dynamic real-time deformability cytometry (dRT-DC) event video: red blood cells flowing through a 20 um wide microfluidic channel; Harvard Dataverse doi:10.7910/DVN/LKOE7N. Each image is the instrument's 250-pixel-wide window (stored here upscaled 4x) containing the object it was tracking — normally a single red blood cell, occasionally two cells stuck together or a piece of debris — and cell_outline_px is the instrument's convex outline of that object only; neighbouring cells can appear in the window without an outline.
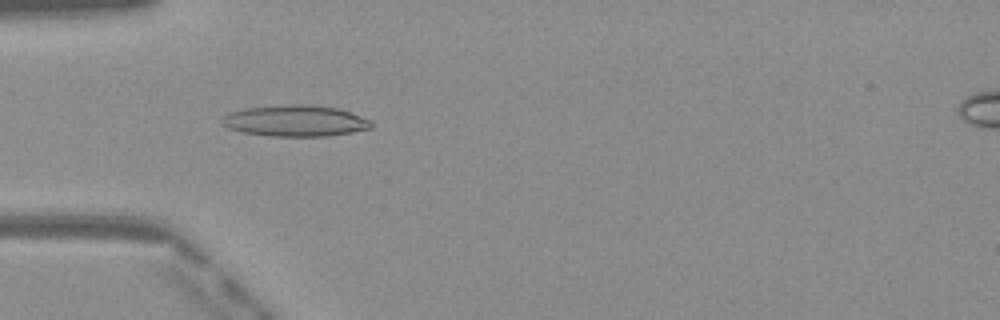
{"species": "Egyptian fruit bat (a non-hibernating species)", "species_latin": "Rousettus aegyptiacus", "temperature_condition": "warm", "stored_images_in_passage": 49, "camera_frame_rate_fps": 3000, "um_per_image_px": 0.085, "frame": {"image": 1, "passage_image": 15, "time_ms": 4.667, "image_size_px": [1000, 320], "cell_outline_px": [[372, 128], [352, 132], [328, 136], [272, 136], [240, 132], [228, 128], [220, 124], [220, 120], [224, 116], [232, 112], [244, 108], [288, 104], [304, 104], [340, 108], [372, 120]], "centroid_in_image_um": [25.1, 10.27], "position_along_channel_um": 59.9, "area_um2": 27.4}}
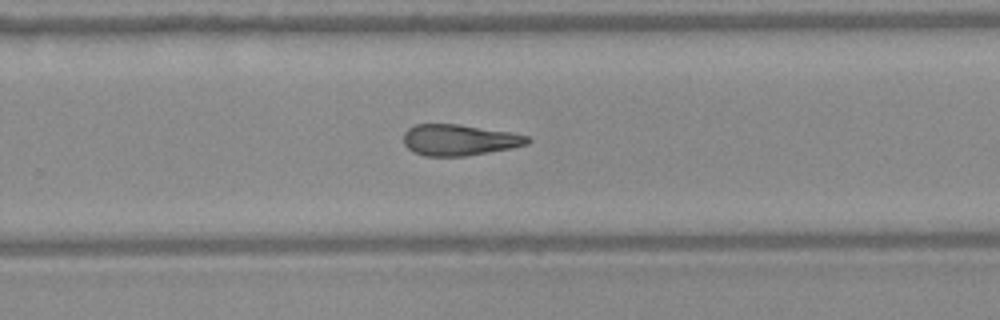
{"frame": {"image": 2, "passage_image": 32, "time_ms": 10.333, "image_size_px": [1000, 320], "cell_outline_px": [[532, 140], [528, 144], [512, 148], [464, 156], [424, 156], [412, 152], [404, 144], [404, 132], [408, 128], [416, 124], [460, 124], [512, 132], [528, 136]], "centroid_in_image_um": [39.04, 11.89], "position_along_channel_um": 290.8, "area_um2": 22.66}}
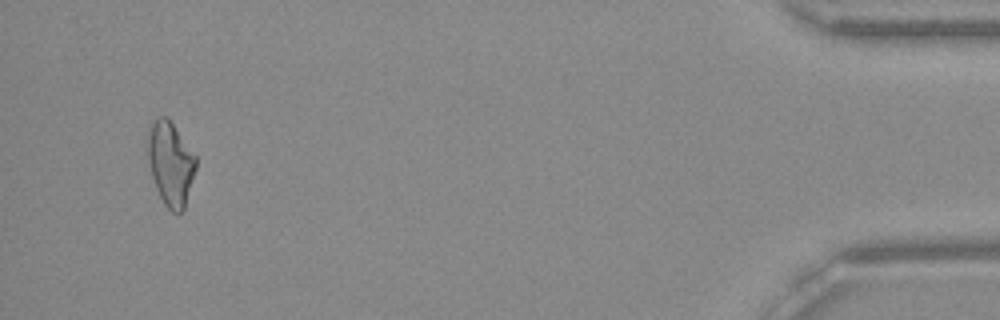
{"frame": {"image": 3, "passage_image": 47, "time_ms": 15.333, "image_size_px": [1000, 320], "cell_outline_px": [[196, 168], [184, 212], [172, 212], [164, 204], [156, 188], [152, 176], [148, 160], [148, 128], [152, 120], [160, 116], [164, 116], [172, 124], [196, 156]], "centroid_in_image_um": [14.49, 13.93], "position_along_channel_um": 420.7, "area_um2": 23.35}, "authors_computed_cell_mechanics": {"area_um2": 23.5246, "velocity_mm_per_s": 4.1184, "shape_relaxation_time_tau1_ms": null, "shape_relaxation_time_tau2_ms": 3.7479, "deformation_change_tau1": null, "deformation_change_tau2": 0.1598}}